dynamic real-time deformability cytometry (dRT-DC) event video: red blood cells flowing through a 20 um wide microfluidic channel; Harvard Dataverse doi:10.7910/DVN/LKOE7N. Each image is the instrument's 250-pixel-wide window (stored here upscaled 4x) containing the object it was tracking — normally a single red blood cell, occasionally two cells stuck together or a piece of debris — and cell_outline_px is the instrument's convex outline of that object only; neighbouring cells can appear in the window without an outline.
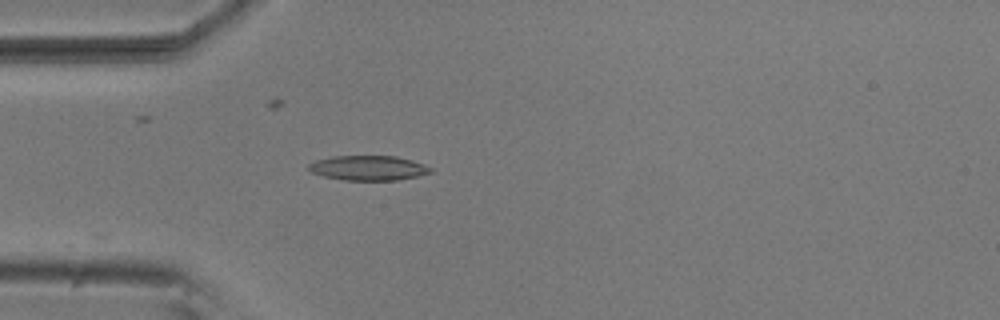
{"species": "common noctule bat (a hibernating species)", "species_latin": "Nyctalus noctula", "temperature_condition": "room temperature", "stored_images_in_passage": 5, "camera_frame_rate_fps": 3000, "um_per_image_px": 0.085, "animal": {"sex": "male", "body_mass_g": 20.5, "forearm_length_mm": 52.5}, "frame": {"image": 1, "passage_image": 5, "time_ms": 1.333, "image_size_px": [1000, 320], "cell_outline_px": [[432, 172], [416, 176], [396, 180], [344, 180], [324, 176], [312, 172], [308, 168], [308, 164], [316, 160], [332, 156], [396, 156], [412, 160], [424, 164], [432, 168]], "centroid_in_image_um": [31.31, 14.27], "position_along_channel_um": 53.7, "area_um2": 17.51}}